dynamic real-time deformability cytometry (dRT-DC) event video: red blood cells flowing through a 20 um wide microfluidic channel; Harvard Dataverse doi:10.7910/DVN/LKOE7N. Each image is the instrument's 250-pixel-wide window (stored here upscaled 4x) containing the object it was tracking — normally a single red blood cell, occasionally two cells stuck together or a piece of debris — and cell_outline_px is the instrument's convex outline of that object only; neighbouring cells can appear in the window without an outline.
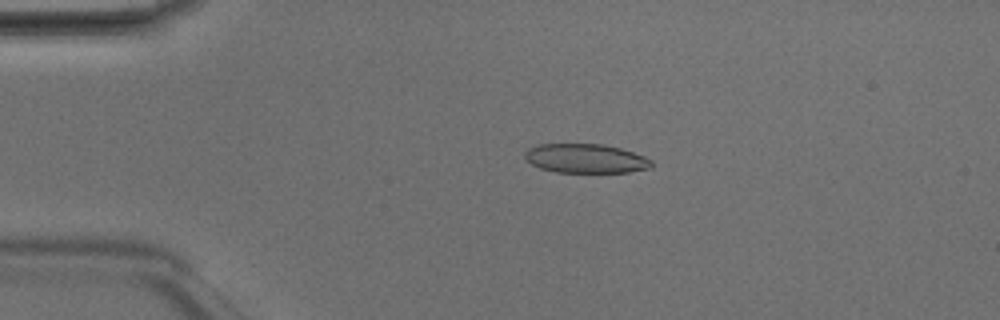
{"species": "Egyptian fruit bat (a non-hibernating species)", "species_latin": "Rousettus aegyptiacus", "temperature_condition": "room temperature", "stored_images_in_passage": 48, "camera_frame_rate_fps": 3000, "um_per_image_px": 0.085, "animal": {"sex": "male"}, "frame": {"image": 1, "passage_image": 10, "time_ms": 3.0, "image_size_px": [1000, 320], "cell_outline_px": [[652, 168], [628, 172], [556, 172], [540, 168], [524, 160], [524, 152], [528, 148], [536, 144], [604, 144], [620, 148], [644, 156], [652, 160]], "centroid_in_image_um": [49.75, 13.47], "position_along_channel_um": 35.2, "area_um2": 21.68}}
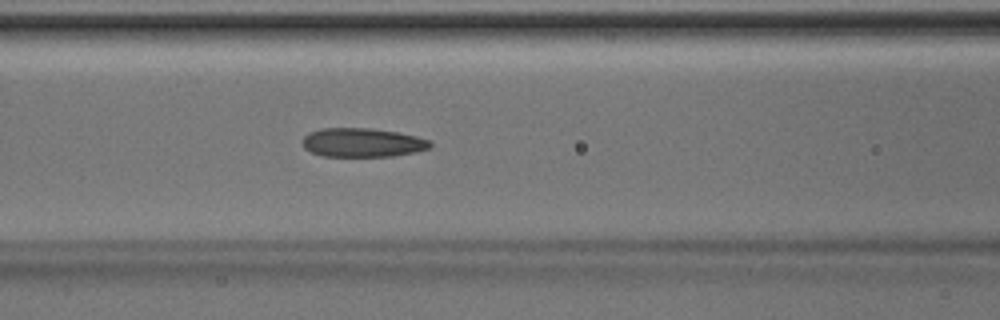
{"frame": {"image": 2, "passage_image": 20, "time_ms": 6.333, "image_size_px": [1000, 320], "cell_outline_px": [[432, 148], [416, 152], [392, 156], [320, 156], [304, 148], [304, 136], [308, 132], [320, 128], [368, 128], [396, 132], [416, 136], [428, 140], [432, 144]], "centroid_in_image_um": [30.81, 12.12], "position_along_channel_um": 135.8, "area_um2": 21.5}}
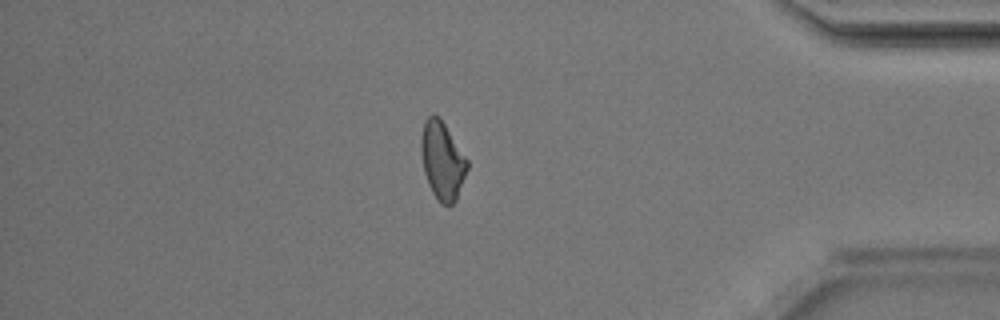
{"frame": {"image": 3, "passage_image": 41, "time_ms": 13.333, "image_size_px": [1000, 320], "cell_outline_px": [[468, 168], [456, 200], [452, 204], [440, 204], [436, 200], [428, 184], [424, 172], [420, 152], [420, 136], [424, 120], [432, 112], [440, 116], [468, 160]], "centroid_in_image_um": [37.57, 13.61], "position_along_channel_um": 397.6, "area_um2": 21.33}, "authors_computed_cell_mechanics": {"area_um2": 21.5305, "velocity_mm_per_s": 4.2078, "shape_relaxation_time_tau1_ms": 9.7502, "shape_relaxation_time_tau2_ms": 2.978, "deformation_change_tau1": 0.2175, "deformation_change_tau2": 0.1095}}